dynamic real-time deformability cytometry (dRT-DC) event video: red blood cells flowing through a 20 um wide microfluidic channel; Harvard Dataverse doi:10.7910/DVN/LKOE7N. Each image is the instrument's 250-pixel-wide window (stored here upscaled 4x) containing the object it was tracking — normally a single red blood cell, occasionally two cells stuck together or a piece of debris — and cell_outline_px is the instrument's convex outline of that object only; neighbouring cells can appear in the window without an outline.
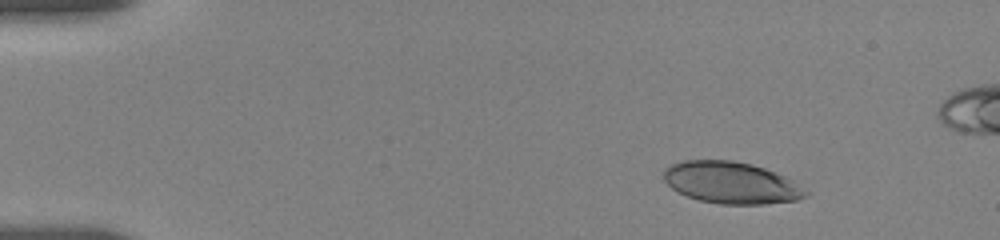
{"species": "human", "species_latin": "Homo sapiens", "temperature_condition": "room temperature", "stored_images_in_passage": 10, "camera_frame_rate_fps": 3000, "um_per_image_px": 0.085, "donor": {"sex": "female"}, "frame": {"image": 1, "passage_image": 2, "time_ms": 1.333, "image_size_px": [1000, 240], "cell_outline_px": [[808, 196], [796, 200], [764, 204], [720, 204], [700, 200], [676, 192], [664, 180], [664, 168], [680, 160], [732, 160], [752, 164], [764, 168], [784, 176], [792, 180], [808, 192]], "centroid_in_image_um": [62.13, 15.52], "position_along_channel_um": 22.9, "area_um2": 34.51}}
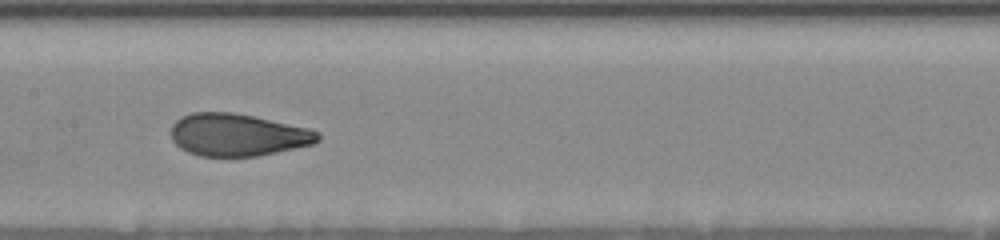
{"frame": {"image": 2, "passage_image": 9, "time_ms": 8.333, "image_size_px": [1000, 240], "cell_outline_px": [[320, 140], [312, 144], [276, 152], [256, 156], [200, 156], [188, 152], [180, 148], [172, 140], [172, 124], [180, 116], [192, 112], [232, 112], [252, 116], [308, 128], [320, 132]], "centroid_in_image_um": [20.17, 11.46], "position_along_channel_um": 187.2, "area_um2": 36.13}}
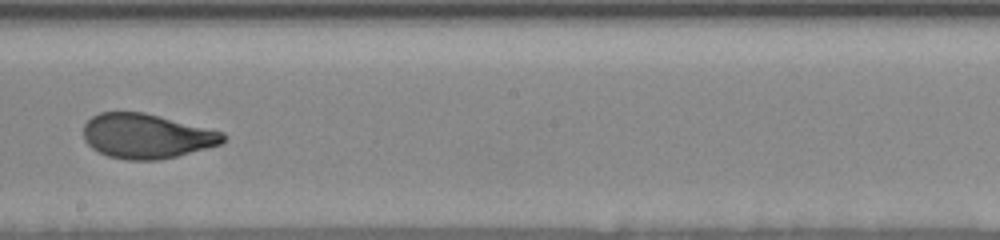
{"frame": {"image": 3, "passage_image": 10, "time_ms": 9.667, "image_size_px": [1000, 240], "cell_outline_px": [[228, 136], [220, 144], [176, 156], [160, 160], [128, 160], [108, 156], [92, 148], [84, 140], [84, 124], [92, 116], [100, 112], [144, 112], [224, 132]], "centroid_in_image_um": [12.45, 11.56], "position_along_channel_um": 235.8, "area_um2": 36.24}}